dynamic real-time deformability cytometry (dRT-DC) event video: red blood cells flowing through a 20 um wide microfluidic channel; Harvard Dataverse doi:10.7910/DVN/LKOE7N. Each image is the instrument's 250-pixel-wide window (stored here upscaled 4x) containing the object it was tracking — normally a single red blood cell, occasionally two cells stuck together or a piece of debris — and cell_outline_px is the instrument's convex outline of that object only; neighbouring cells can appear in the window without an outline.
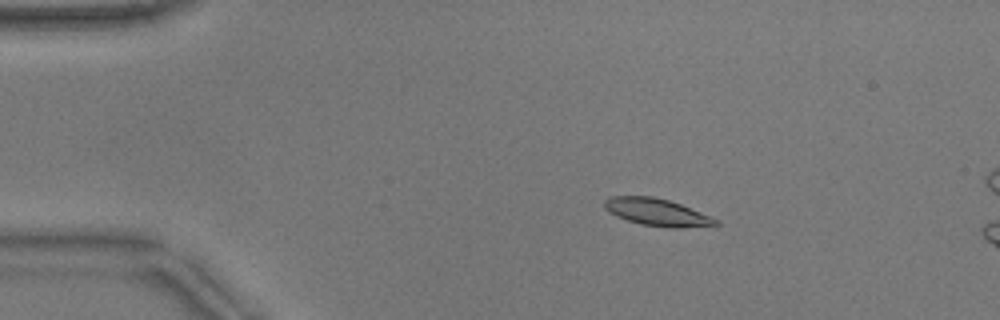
{"species": "common noctule bat (a hibernating species)", "species_latin": "Nyctalus noctula", "temperature_condition": "warm", "stored_images_in_passage": 16, "camera_frame_rate_fps": 3000, "um_per_image_px": 0.085, "animal": {"sex": "male", "body_mass_g": 17.9}, "frame": {"image": 1, "passage_image": 10, "time_ms": 3.0, "image_size_px": [1000, 320], "cell_outline_px": [[720, 224], [684, 228], [672, 228], [640, 224], [616, 216], [608, 212], [604, 208], [604, 200], [608, 196], [652, 196], [668, 200], [680, 204], [720, 220]], "centroid_in_image_um": [55.82, 18.04], "position_along_channel_um": 29.2, "area_um2": 17.69}}